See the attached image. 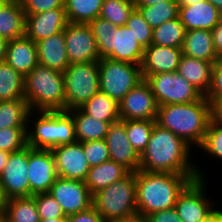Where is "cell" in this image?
I'll return each instance as SVG.
<instances>
[{
  "instance_id": "6da1fadb",
  "label": "cell",
  "mask_w": 222,
  "mask_h": 222,
  "mask_svg": "<svg viewBox=\"0 0 222 222\" xmlns=\"http://www.w3.org/2000/svg\"><path fill=\"white\" fill-rule=\"evenodd\" d=\"M190 148L180 137L155 123L146 149L140 155L139 170L198 174V178H204L199 167L189 161Z\"/></svg>"
},
{
  "instance_id": "7a4b0ae2",
  "label": "cell",
  "mask_w": 222,
  "mask_h": 222,
  "mask_svg": "<svg viewBox=\"0 0 222 222\" xmlns=\"http://www.w3.org/2000/svg\"><path fill=\"white\" fill-rule=\"evenodd\" d=\"M198 174L135 172L137 213L147 215L173 208L179 194Z\"/></svg>"
},
{
  "instance_id": "3957f363",
  "label": "cell",
  "mask_w": 222,
  "mask_h": 222,
  "mask_svg": "<svg viewBox=\"0 0 222 222\" xmlns=\"http://www.w3.org/2000/svg\"><path fill=\"white\" fill-rule=\"evenodd\" d=\"M211 120V103L203 96L191 103L158 107L156 123L170 130L188 145L201 146Z\"/></svg>"
},
{
  "instance_id": "277c9868",
  "label": "cell",
  "mask_w": 222,
  "mask_h": 222,
  "mask_svg": "<svg viewBox=\"0 0 222 222\" xmlns=\"http://www.w3.org/2000/svg\"><path fill=\"white\" fill-rule=\"evenodd\" d=\"M98 45L100 58L141 65L144 48L126 25L116 26L101 17L88 23Z\"/></svg>"
},
{
  "instance_id": "5b68a950",
  "label": "cell",
  "mask_w": 222,
  "mask_h": 222,
  "mask_svg": "<svg viewBox=\"0 0 222 222\" xmlns=\"http://www.w3.org/2000/svg\"><path fill=\"white\" fill-rule=\"evenodd\" d=\"M31 111H65L63 72L38 64L24 77Z\"/></svg>"
},
{
  "instance_id": "8992f818",
  "label": "cell",
  "mask_w": 222,
  "mask_h": 222,
  "mask_svg": "<svg viewBox=\"0 0 222 222\" xmlns=\"http://www.w3.org/2000/svg\"><path fill=\"white\" fill-rule=\"evenodd\" d=\"M38 115L36 122L31 121L34 128L26 131L28 146L51 150L77 141L74 120L69 111H38Z\"/></svg>"
},
{
  "instance_id": "52a82bcc",
  "label": "cell",
  "mask_w": 222,
  "mask_h": 222,
  "mask_svg": "<svg viewBox=\"0 0 222 222\" xmlns=\"http://www.w3.org/2000/svg\"><path fill=\"white\" fill-rule=\"evenodd\" d=\"M93 207L105 222L137 213L135 172L93 195Z\"/></svg>"
},
{
  "instance_id": "ba28073f",
  "label": "cell",
  "mask_w": 222,
  "mask_h": 222,
  "mask_svg": "<svg viewBox=\"0 0 222 222\" xmlns=\"http://www.w3.org/2000/svg\"><path fill=\"white\" fill-rule=\"evenodd\" d=\"M63 78L65 111L79 108L99 91L98 61L69 64Z\"/></svg>"
},
{
  "instance_id": "9c48e42d",
  "label": "cell",
  "mask_w": 222,
  "mask_h": 222,
  "mask_svg": "<svg viewBox=\"0 0 222 222\" xmlns=\"http://www.w3.org/2000/svg\"><path fill=\"white\" fill-rule=\"evenodd\" d=\"M98 68L99 90L117 103L143 80L141 65L101 58Z\"/></svg>"
},
{
  "instance_id": "30bf717a",
  "label": "cell",
  "mask_w": 222,
  "mask_h": 222,
  "mask_svg": "<svg viewBox=\"0 0 222 222\" xmlns=\"http://www.w3.org/2000/svg\"><path fill=\"white\" fill-rule=\"evenodd\" d=\"M142 76L150 85L159 106L191 103L204 96L178 72H165Z\"/></svg>"
},
{
  "instance_id": "8fae6325",
  "label": "cell",
  "mask_w": 222,
  "mask_h": 222,
  "mask_svg": "<svg viewBox=\"0 0 222 222\" xmlns=\"http://www.w3.org/2000/svg\"><path fill=\"white\" fill-rule=\"evenodd\" d=\"M204 183L205 178L194 179L179 194L174 208L182 222H200L215 211L213 201L206 197Z\"/></svg>"
},
{
  "instance_id": "7c38bea8",
  "label": "cell",
  "mask_w": 222,
  "mask_h": 222,
  "mask_svg": "<svg viewBox=\"0 0 222 222\" xmlns=\"http://www.w3.org/2000/svg\"><path fill=\"white\" fill-rule=\"evenodd\" d=\"M69 64L99 61V49L88 24L68 23L64 29Z\"/></svg>"
},
{
  "instance_id": "4fadbf2b",
  "label": "cell",
  "mask_w": 222,
  "mask_h": 222,
  "mask_svg": "<svg viewBox=\"0 0 222 222\" xmlns=\"http://www.w3.org/2000/svg\"><path fill=\"white\" fill-rule=\"evenodd\" d=\"M49 193L60 204L67 217L93 206V195L84 181L58 177Z\"/></svg>"
},
{
  "instance_id": "5bb4252c",
  "label": "cell",
  "mask_w": 222,
  "mask_h": 222,
  "mask_svg": "<svg viewBox=\"0 0 222 222\" xmlns=\"http://www.w3.org/2000/svg\"><path fill=\"white\" fill-rule=\"evenodd\" d=\"M120 120H156L158 103L148 82L143 79L118 103Z\"/></svg>"
},
{
  "instance_id": "9a60e30c",
  "label": "cell",
  "mask_w": 222,
  "mask_h": 222,
  "mask_svg": "<svg viewBox=\"0 0 222 222\" xmlns=\"http://www.w3.org/2000/svg\"><path fill=\"white\" fill-rule=\"evenodd\" d=\"M0 181L8 199L30 197L28 180V145L23 149L11 152Z\"/></svg>"
},
{
  "instance_id": "2e32d148",
  "label": "cell",
  "mask_w": 222,
  "mask_h": 222,
  "mask_svg": "<svg viewBox=\"0 0 222 222\" xmlns=\"http://www.w3.org/2000/svg\"><path fill=\"white\" fill-rule=\"evenodd\" d=\"M57 178L58 174L51 150L33 149L28 146L30 196L49 192Z\"/></svg>"
},
{
  "instance_id": "e0dca14e",
  "label": "cell",
  "mask_w": 222,
  "mask_h": 222,
  "mask_svg": "<svg viewBox=\"0 0 222 222\" xmlns=\"http://www.w3.org/2000/svg\"><path fill=\"white\" fill-rule=\"evenodd\" d=\"M58 177L84 181L90 165L84 154L81 142L60 145L51 149Z\"/></svg>"
},
{
  "instance_id": "ac0fdd59",
  "label": "cell",
  "mask_w": 222,
  "mask_h": 222,
  "mask_svg": "<svg viewBox=\"0 0 222 222\" xmlns=\"http://www.w3.org/2000/svg\"><path fill=\"white\" fill-rule=\"evenodd\" d=\"M105 142L110 160L122 164L130 172H137L140 169V155L127 138L126 120H119L110 125Z\"/></svg>"
},
{
  "instance_id": "d6986e66",
  "label": "cell",
  "mask_w": 222,
  "mask_h": 222,
  "mask_svg": "<svg viewBox=\"0 0 222 222\" xmlns=\"http://www.w3.org/2000/svg\"><path fill=\"white\" fill-rule=\"evenodd\" d=\"M68 23L65 8L25 15V36L36 43L62 32Z\"/></svg>"
},
{
  "instance_id": "ffe728a7",
  "label": "cell",
  "mask_w": 222,
  "mask_h": 222,
  "mask_svg": "<svg viewBox=\"0 0 222 222\" xmlns=\"http://www.w3.org/2000/svg\"><path fill=\"white\" fill-rule=\"evenodd\" d=\"M181 56L182 48L151 44L144 50L142 75L177 72Z\"/></svg>"
},
{
  "instance_id": "44dd1931",
  "label": "cell",
  "mask_w": 222,
  "mask_h": 222,
  "mask_svg": "<svg viewBox=\"0 0 222 222\" xmlns=\"http://www.w3.org/2000/svg\"><path fill=\"white\" fill-rule=\"evenodd\" d=\"M5 62L25 77L39 64L36 43L27 36L10 40Z\"/></svg>"
},
{
  "instance_id": "7402d4cb",
  "label": "cell",
  "mask_w": 222,
  "mask_h": 222,
  "mask_svg": "<svg viewBox=\"0 0 222 222\" xmlns=\"http://www.w3.org/2000/svg\"><path fill=\"white\" fill-rule=\"evenodd\" d=\"M178 17L186 31L212 30L219 22L218 8L209 0L194 3L190 6L179 7Z\"/></svg>"
},
{
  "instance_id": "603a6c76",
  "label": "cell",
  "mask_w": 222,
  "mask_h": 222,
  "mask_svg": "<svg viewBox=\"0 0 222 222\" xmlns=\"http://www.w3.org/2000/svg\"><path fill=\"white\" fill-rule=\"evenodd\" d=\"M39 64L63 72L68 66L64 30L36 42Z\"/></svg>"
},
{
  "instance_id": "cb8c5ba5",
  "label": "cell",
  "mask_w": 222,
  "mask_h": 222,
  "mask_svg": "<svg viewBox=\"0 0 222 222\" xmlns=\"http://www.w3.org/2000/svg\"><path fill=\"white\" fill-rule=\"evenodd\" d=\"M25 36V13L19 0L0 2V37L8 41Z\"/></svg>"
},
{
  "instance_id": "d4e9b609",
  "label": "cell",
  "mask_w": 222,
  "mask_h": 222,
  "mask_svg": "<svg viewBox=\"0 0 222 222\" xmlns=\"http://www.w3.org/2000/svg\"><path fill=\"white\" fill-rule=\"evenodd\" d=\"M213 65L182 54L177 72L206 96L212 83Z\"/></svg>"
},
{
  "instance_id": "484cf974",
  "label": "cell",
  "mask_w": 222,
  "mask_h": 222,
  "mask_svg": "<svg viewBox=\"0 0 222 222\" xmlns=\"http://www.w3.org/2000/svg\"><path fill=\"white\" fill-rule=\"evenodd\" d=\"M182 54L199 60L215 63L220 60L215 52L211 30L186 31Z\"/></svg>"
},
{
  "instance_id": "4316f807",
  "label": "cell",
  "mask_w": 222,
  "mask_h": 222,
  "mask_svg": "<svg viewBox=\"0 0 222 222\" xmlns=\"http://www.w3.org/2000/svg\"><path fill=\"white\" fill-rule=\"evenodd\" d=\"M130 171L122 164L109 160L90 167L85 183L94 195L100 190L125 177Z\"/></svg>"
},
{
  "instance_id": "83f0119b",
  "label": "cell",
  "mask_w": 222,
  "mask_h": 222,
  "mask_svg": "<svg viewBox=\"0 0 222 222\" xmlns=\"http://www.w3.org/2000/svg\"><path fill=\"white\" fill-rule=\"evenodd\" d=\"M69 112L74 120L75 137L78 142L105 139L111 123L89 116L80 108L71 109Z\"/></svg>"
},
{
  "instance_id": "f1b7e54d",
  "label": "cell",
  "mask_w": 222,
  "mask_h": 222,
  "mask_svg": "<svg viewBox=\"0 0 222 222\" xmlns=\"http://www.w3.org/2000/svg\"><path fill=\"white\" fill-rule=\"evenodd\" d=\"M35 113L29 108L25 99L0 101V129L11 127H28L31 115Z\"/></svg>"
},
{
  "instance_id": "f546056e",
  "label": "cell",
  "mask_w": 222,
  "mask_h": 222,
  "mask_svg": "<svg viewBox=\"0 0 222 222\" xmlns=\"http://www.w3.org/2000/svg\"><path fill=\"white\" fill-rule=\"evenodd\" d=\"M79 108L85 114L111 124L120 120L118 103L100 90Z\"/></svg>"
},
{
  "instance_id": "4dcf8cb0",
  "label": "cell",
  "mask_w": 222,
  "mask_h": 222,
  "mask_svg": "<svg viewBox=\"0 0 222 222\" xmlns=\"http://www.w3.org/2000/svg\"><path fill=\"white\" fill-rule=\"evenodd\" d=\"M25 99L24 76L5 61L0 62V101Z\"/></svg>"
},
{
  "instance_id": "1f68e13d",
  "label": "cell",
  "mask_w": 222,
  "mask_h": 222,
  "mask_svg": "<svg viewBox=\"0 0 222 222\" xmlns=\"http://www.w3.org/2000/svg\"><path fill=\"white\" fill-rule=\"evenodd\" d=\"M186 29L179 17L153 28L151 44L182 48Z\"/></svg>"
},
{
  "instance_id": "d6a6232c",
  "label": "cell",
  "mask_w": 222,
  "mask_h": 222,
  "mask_svg": "<svg viewBox=\"0 0 222 222\" xmlns=\"http://www.w3.org/2000/svg\"><path fill=\"white\" fill-rule=\"evenodd\" d=\"M104 0H65V11L69 23H84L100 15Z\"/></svg>"
},
{
  "instance_id": "836d02e7",
  "label": "cell",
  "mask_w": 222,
  "mask_h": 222,
  "mask_svg": "<svg viewBox=\"0 0 222 222\" xmlns=\"http://www.w3.org/2000/svg\"><path fill=\"white\" fill-rule=\"evenodd\" d=\"M6 222H40L33 196L8 199L5 210Z\"/></svg>"
},
{
  "instance_id": "e575fe53",
  "label": "cell",
  "mask_w": 222,
  "mask_h": 222,
  "mask_svg": "<svg viewBox=\"0 0 222 222\" xmlns=\"http://www.w3.org/2000/svg\"><path fill=\"white\" fill-rule=\"evenodd\" d=\"M135 7L152 28L177 18L179 13L177 0L162 1L152 6Z\"/></svg>"
},
{
  "instance_id": "d590c367",
  "label": "cell",
  "mask_w": 222,
  "mask_h": 222,
  "mask_svg": "<svg viewBox=\"0 0 222 222\" xmlns=\"http://www.w3.org/2000/svg\"><path fill=\"white\" fill-rule=\"evenodd\" d=\"M156 120H126V134L139 155L146 149Z\"/></svg>"
},
{
  "instance_id": "8d00e7d4",
  "label": "cell",
  "mask_w": 222,
  "mask_h": 222,
  "mask_svg": "<svg viewBox=\"0 0 222 222\" xmlns=\"http://www.w3.org/2000/svg\"><path fill=\"white\" fill-rule=\"evenodd\" d=\"M135 8L132 0H104L99 17L116 26H125Z\"/></svg>"
},
{
  "instance_id": "74e56055",
  "label": "cell",
  "mask_w": 222,
  "mask_h": 222,
  "mask_svg": "<svg viewBox=\"0 0 222 222\" xmlns=\"http://www.w3.org/2000/svg\"><path fill=\"white\" fill-rule=\"evenodd\" d=\"M28 127H11L0 129V150L15 152L27 146Z\"/></svg>"
},
{
  "instance_id": "f35d334b",
  "label": "cell",
  "mask_w": 222,
  "mask_h": 222,
  "mask_svg": "<svg viewBox=\"0 0 222 222\" xmlns=\"http://www.w3.org/2000/svg\"><path fill=\"white\" fill-rule=\"evenodd\" d=\"M126 26L131 29L137 41L144 49L151 45L153 28L147 23L136 8L127 20Z\"/></svg>"
},
{
  "instance_id": "ab89813d",
  "label": "cell",
  "mask_w": 222,
  "mask_h": 222,
  "mask_svg": "<svg viewBox=\"0 0 222 222\" xmlns=\"http://www.w3.org/2000/svg\"><path fill=\"white\" fill-rule=\"evenodd\" d=\"M199 148L213 157L222 159V126L210 120L204 140Z\"/></svg>"
},
{
  "instance_id": "60d3db41",
  "label": "cell",
  "mask_w": 222,
  "mask_h": 222,
  "mask_svg": "<svg viewBox=\"0 0 222 222\" xmlns=\"http://www.w3.org/2000/svg\"><path fill=\"white\" fill-rule=\"evenodd\" d=\"M32 196L41 219L67 217L62 211L60 204L49 192L38 193Z\"/></svg>"
},
{
  "instance_id": "b9f144b4",
  "label": "cell",
  "mask_w": 222,
  "mask_h": 222,
  "mask_svg": "<svg viewBox=\"0 0 222 222\" xmlns=\"http://www.w3.org/2000/svg\"><path fill=\"white\" fill-rule=\"evenodd\" d=\"M82 146L90 167L110 160L109 149L105 139L82 142Z\"/></svg>"
},
{
  "instance_id": "7bdbcfd3",
  "label": "cell",
  "mask_w": 222,
  "mask_h": 222,
  "mask_svg": "<svg viewBox=\"0 0 222 222\" xmlns=\"http://www.w3.org/2000/svg\"><path fill=\"white\" fill-rule=\"evenodd\" d=\"M25 15L43 13L47 10L65 8V0H19Z\"/></svg>"
},
{
  "instance_id": "ee69618b",
  "label": "cell",
  "mask_w": 222,
  "mask_h": 222,
  "mask_svg": "<svg viewBox=\"0 0 222 222\" xmlns=\"http://www.w3.org/2000/svg\"><path fill=\"white\" fill-rule=\"evenodd\" d=\"M206 98H222V59L216 61L212 69V83Z\"/></svg>"
},
{
  "instance_id": "f6af8a7d",
  "label": "cell",
  "mask_w": 222,
  "mask_h": 222,
  "mask_svg": "<svg viewBox=\"0 0 222 222\" xmlns=\"http://www.w3.org/2000/svg\"><path fill=\"white\" fill-rule=\"evenodd\" d=\"M145 218L147 222H182L174 207L151 213Z\"/></svg>"
},
{
  "instance_id": "bcb514c9",
  "label": "cell",
  "mask_w": 222,
  "mask_h": 222,
  "mask_svg": "<svg viewBox=\"0 0 222 222\" xmlns=\"http://www.w3.org/2000/svg\"><path fill=\"white\" fill-rule=\"evenodd\" d=\"M67 220L68 222H105L93 206L86 211L68 216Z\"/></svg>"
},
{
  "instance_id": "7dc6e473",
  "label": "cell",
  "mask_w": 222,
  "mask_h": 222,
  "mask_svg": "<svg viewBox=\"0 0 222 222\" xmlns=\"http://www.w3.org/2000/svg\"><path fill=\"white\" fill-rule=\"evenodd\" d=\"M211 103V120L222 126V98H207Z\"/></svg>"
},
{
  "instance_id": "c3c4849f",
  "label": "cell",
  "mask_w": 222,
  "mask_h": 222,
  "mask_svg": "<svg viewBox=\"0 0 222 222\" xmlns=\"http://www.w3.org/2000/svg\"><path fill=\"white\" fill-rule=\"evenodd\" d=\"M213 45L219 59H222V22L220 21L212 30Z\"/></svg>"
},
{
  "instance_id": "681fc988",
  "label": "cell",
  "mask_w": 222,
  "mask_h": 222,
  "mask_svg": "<svg viewBox=\"0 0 222 222\" xmlns=\"http://www.w3.org/2000/svg\"><path fill=\"white\" fill-rule=\"evenodd\" d=\"M110 222H147V221H146L145 217H143L139 213H136L132 216L117 219V220H113V221H110Z\"/></svg>"
},
{
  "instance_id": "f907efd6",
  "label": "cell",
  "mask_w": 222,
  "mask_h": 222,
  "mask_svg": "<svg viewBox=\"0 0 222 222\" xmlns=\"http://www.w3.org/2000/svg\"><path fill=\"white\" fill-rule=\"evenodd\" d=\"M7 203H8V198L4 191L2 182L0 181V213H5Z\"/></svg>"
},
{
  "instance_id": "816d5d0a",
  "label": "cell",
  "mask_w": 222,
  "mask_h": 222,
  "mask_svg": "<svg viewBox=\"0 0 222 222\" xmlns=\"http://www.w3.org/2000/svg\"><path fill=\"white\" fill-rule=\"evenodd\" d=\"M200 222H222V211L215 210L209 217Z\"/></svg>"
},
{
  "instance_id": "f5cc1de1",
  "label": "cell",
  "mask_w": 222,
  "mask_h": 222,
  "mask_svg": "<svg viewBox=\"0 0 222 222\" xmlns=\"http://www.w3.org/2000/svg\"><path fill=\"white\" fill-rule=\"evenodd\" d=\"M132 1L135 6H152L162 1H171V0H132Z\"/></svg>"
},
{
  "instance_id": "db71d44e",
  "label": "cell",
  "mask_w": 222,
  "mask_h": 222,
  "mask_svg": "<svg viewBox=\"0 0 222 222\" xmlns=\"http://www.w3.org/2000/svg\"><path fill=\"white\" fill-rule=\"evenodd\" d=\"M8 42L7 39L0 37V62L5 61Z\"/></svg>"
},
{
  "instance_id": "11a10c76",
  "label": "cell",
  "mask_w": 222,
  "mask_h": 222,
  "mask_svg": "<svg viewBox=\"0 0 222 222\" xmlns=\"http://www.w3.org/2000/svg\"><path fill=\"white\" fill-rule=\"evenodd\" d=\"M10 152L0 150V175L4 170V167L9 160Z\"/></svg>"
},
{
  "instance_id": "9f6ffc18",
  "label": "cell",
  "mask_w": 222,
  "mask_h": 222,
  "mask_svg": "<svg viewBox=\"0 0 222 222\" xmlns=\"http://www.w3.org/2000/svg\"><path fill=\"white\" fill-rule=\"evenodd\" d=\"M201 1H204V0H177V3H178V8H179V7L190 6L194 3L201 2Z\"/></svg>"
},
{
  "instance_id": "6f0895ef",
  "label": "cell",
  "mask_w": 222,
  "mask_h": 222,
  "mask_svg": "<svg viewBox=\"0 0 222 222\" xmlns=\"http://www.w3.org/2000/svg\"><path fill=\"white\" fill-rule=\"evenodd\" d=\"M40 222H68L67 217L41 219Z\"/></svg>"
},
{
  "instance_id": "680465c9",
  "label": "cell",
  "mask_w": 222,
  "mask_h": 222,
  "mask_svg": "<svg viewBox=\"0 0 222 222\" xmlns=\"http://www.w3.org/2000/svg\"><path fill=\"white\" fill-rule=\"evenodd\" d=\"M216 8L222 5V0H209Z\"/></svg>"
},
{
  "instance_id": "91938a15",
  "label": "cell",
  "mask_w": 222,
  "mask_h": 222,
  "mask_svg": "<svg viewBox=\"0 0 222 222\" xmlns=\"http://www.w3.org/2000/svg\"><path fill=\"white\" fill-rule=\"evenodd\" d=\"M219 19L222 22V5L218 8Z\"/></svg>"
},
{
  "instance_id": "94428289",
  "label": "cell",
  "mask_w": 222,
  "mask_h": 222,
  "mask_svg": "<svg viewBox=\"0 0 222 222\" xmlns=\"http://www.w3.org/2000/svg\"><path fill=\"white\" fill-rule=\"evenodd\" d=\"M0 222H6L4 213H0Z\"/></svg>"
}]
</instances>
